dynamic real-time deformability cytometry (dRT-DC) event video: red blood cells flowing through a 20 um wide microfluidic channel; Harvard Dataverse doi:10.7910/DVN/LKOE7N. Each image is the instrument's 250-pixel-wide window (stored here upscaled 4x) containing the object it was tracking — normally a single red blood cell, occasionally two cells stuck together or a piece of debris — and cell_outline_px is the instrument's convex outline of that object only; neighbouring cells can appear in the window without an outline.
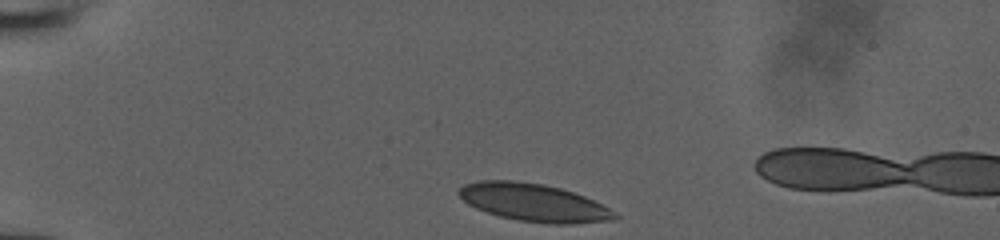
{"species": "human", "species_latin": "Homo sapiens", "temperature_condition": "room temperature", "stored_images_in_passage": 34, "camera_frame_rate_fps": 3000, "um_per_image_px": 0.085, "donor": {"sex": "male"}, "frame": {"image": 1, "passage_image": 1, "time_ms": 0.0, "image_size_px": [1000, 240], "cell_outline_px": [[620, 216], [612, 220], [576, 224], [548, 224], [516, 220], [500, 216], [476, 208], [468, 204], [456, 192], [464, 184], [480, 180], [512, 180], [544, 184], [560, 188], [584, 196], [616, 212]], "centroid_in_image_um": [45.37, 17.22], "position_along_channel_um": 39.6, "area_um2": 34.28}}
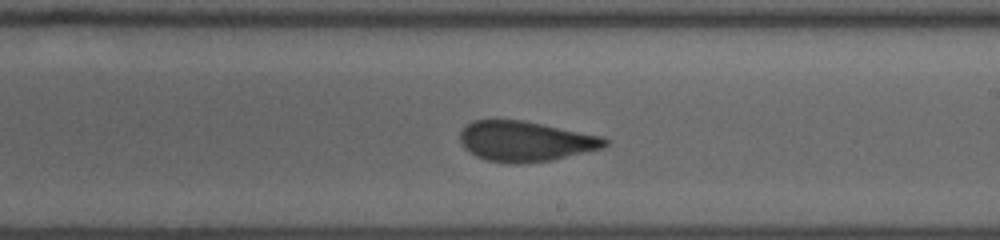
{"frame": {"image": 2, "passage_image": 20, "time_ms": 6.333, "image_size_px": [1000, 240], "cell_outline_px": [[608, 144], [604, 148], [552, 160], [520, 164], [484, 160], [468, 152], [464, 148], [460, 140], [460, 132], [472, 120], [524, 120], [604, 136], [608, 140]], "centroid_in_image_um": [44.69, 12.01], "position_along_channel_um": 244.3, "area_um2": 34.22}}
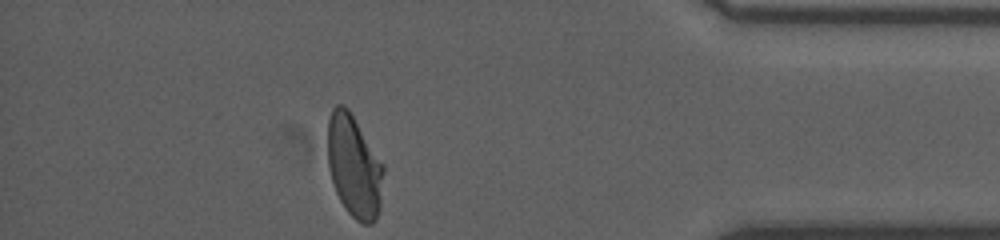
{"frame": {"image": 3, "passage_image": 34, "time_ms": 11.0, "image_size_px": [1000, 240], "cell_outline_px": [[384, 172], [380, 208], [376, 220], [372, 224], [364, 224], [356, 220], [348, 212], [340, 200], [336, 192], [328, 168], [328, 120], [332, 108], [336, 104], [344, 104], [348, 108], [384, 164]], "centroid_in_image_um": [30.11, 14.14], "position_along_channel_um": 405.1, "area_um2": 33.52}}